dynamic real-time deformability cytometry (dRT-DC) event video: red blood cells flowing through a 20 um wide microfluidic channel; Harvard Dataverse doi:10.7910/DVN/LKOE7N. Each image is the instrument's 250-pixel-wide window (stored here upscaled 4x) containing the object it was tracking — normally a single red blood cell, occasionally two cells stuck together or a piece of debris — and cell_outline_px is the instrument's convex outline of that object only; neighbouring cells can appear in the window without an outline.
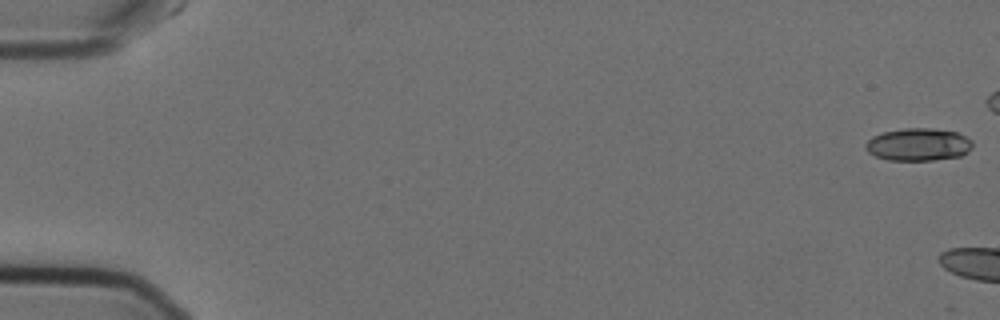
{"species": "Egyptian fruit bat (a non-hibernating species)", "species_latin": "Rousettus aegyptiacus", "temperature_condition": "cold", "stored_images_in_passage": 4, "camera_frame_rate_fps": 3000, "um_per_image_px": 0.085, "animal": {"sex": "female"}, "frame": {"image": 1, "passage_image": 1, "time_ms": 0.0, "image_size_px": [1000, 320], "cell_outline_px": [[972, 148], [968, 152], [960, 156], [936, 160], [888, 160], [876, 156], [868, 152], [864, 148], [864, 144], [872, 136], [884, 132], [904, 128], [932, 128], [956, 132], [972, 140]], "centroid_in_image_um": [78.05, 12.28], "position_along_channel_um": 7.0, "area_um2": 20.4}}